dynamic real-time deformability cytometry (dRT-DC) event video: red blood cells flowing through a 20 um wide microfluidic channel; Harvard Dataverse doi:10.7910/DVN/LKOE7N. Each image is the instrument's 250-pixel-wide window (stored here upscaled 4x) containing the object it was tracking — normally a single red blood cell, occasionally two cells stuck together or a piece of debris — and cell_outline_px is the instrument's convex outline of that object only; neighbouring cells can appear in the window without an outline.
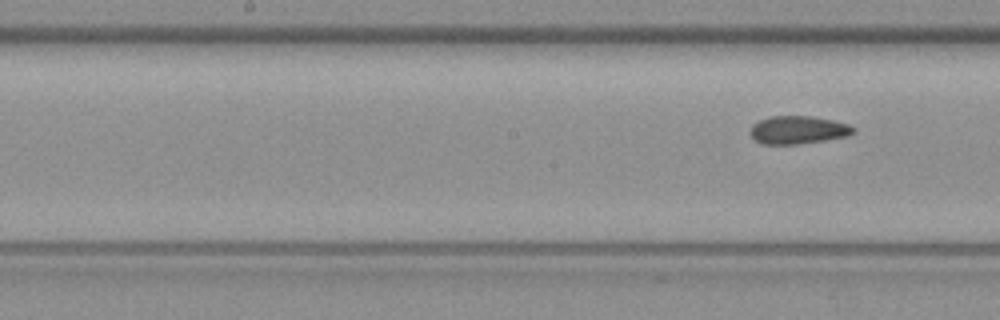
{"species": "common noctule bat (a hibernating species)", "species_latin": "Nyctalus noctula", "temperature_condition": "warm", "stored_images_in_passage": 5, "segment_of_instrument_passage": [2, 2], "camera_frame_rate_fps": 3000, "um_per_image_px": 0.085, "animal": {"sex": "female", "body_mass_g": 19.3, "forearm_length_mm": 54.1}, "frame": {"image": 1, "passage_image": 5, "time_ms": 1.333, "image_size_px": [1000, 320], "cell_outline_px": [[856, 132], [848, 136], [824, 140], [796, 144], [760, 144], [752, 140], [748, 132], [752, 124], [768, 116], [812, 116], [832, 120], [848, 124], [856, 128]], "centroid_in_image_um": [67.79, 11.05], "position_along_channel_um": 180.4, "area_um2": 17.11}}